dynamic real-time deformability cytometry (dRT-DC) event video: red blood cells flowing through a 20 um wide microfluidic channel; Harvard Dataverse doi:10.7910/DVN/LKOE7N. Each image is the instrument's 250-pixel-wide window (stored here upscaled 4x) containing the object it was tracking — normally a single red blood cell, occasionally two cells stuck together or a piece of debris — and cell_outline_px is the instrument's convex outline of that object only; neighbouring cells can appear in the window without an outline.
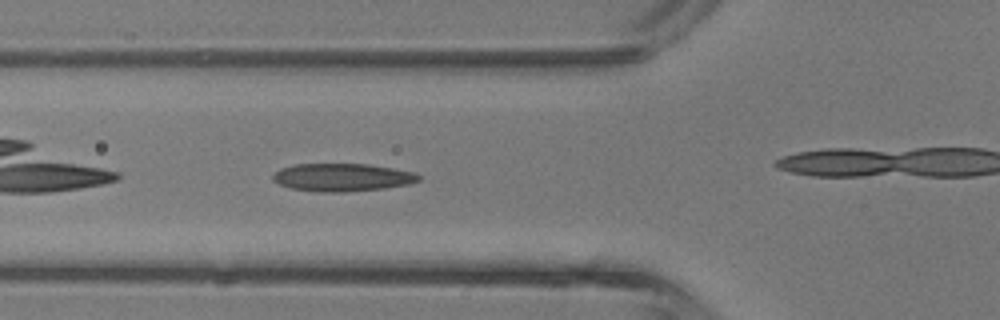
{"species": "common noctule bat (a hibernating species)", "species_latin": "Nyctalus noctula", "temperature_condition": "room temperature", "stored_images_in_passage": 21, "camera_frame_rate_fps": 3000, "um_per_image_px": 0.085, "animal": {"sex": "male", "body_mass_g": 13.3}, "frame": {"image": 1, "passage_image": 4, "time_ms": 1.0, "image_size_px": [1000, 320], "cell_outline_px": [[420, 180], [412, 184], [384, 188], [344, 192], [320, 192], [292, 188], [280, 184], [272, 180], [272, 176], [280, 168], [292, 164], [368, 164], [416, 172], [420, 176]], "centroid_in_image_um": [29.12, 15.07], "position_along_channel_um": 96.7, "area_um2": 23.76}}